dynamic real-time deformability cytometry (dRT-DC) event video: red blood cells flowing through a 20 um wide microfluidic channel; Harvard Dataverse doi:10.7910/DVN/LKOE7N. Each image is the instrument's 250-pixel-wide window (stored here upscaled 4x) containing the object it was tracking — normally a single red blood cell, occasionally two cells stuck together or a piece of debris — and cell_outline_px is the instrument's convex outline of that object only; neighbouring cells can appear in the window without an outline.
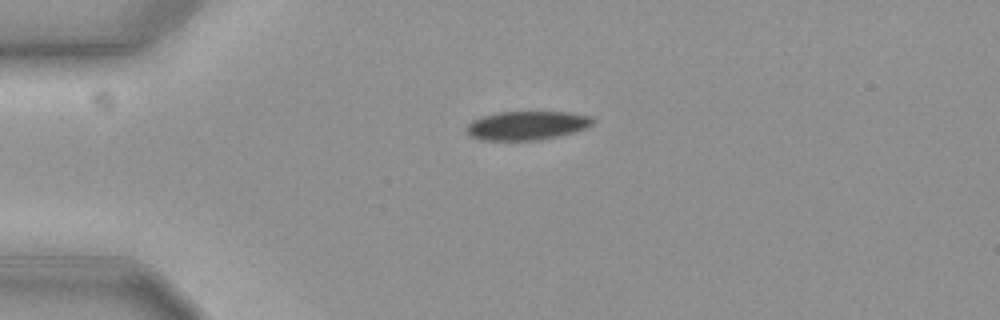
{"species": "common noctule bat (a hibernating species)", "species_latin": "Nyctalus noctula", "temperature_condition": "cold", "stored_images_in_passage": 44, "camera_frame_rate_fps": 3000, "um_per_image_px": 0.085, "animal": {"sex": "female", "body_mass_g": 19.3, "forearm_length_mm": 54.1}, "frame": {"image": 1, "passage_image": 1, "time_ms": 0.0, "image_size_px": [1000, 320], "cell_outline_px": [[596, 120], [592, 124], [584, 128], [572, 132], [540, 140], [480, 140], [468, 136], [464, 128], [472, 120], [484, 116], [500, 112], [568, 112], [588, 116]], "centroid_in_image_um": [44.72, 10.67], "position_along_channel_um": 40.3, "area_um2": 21.1}}
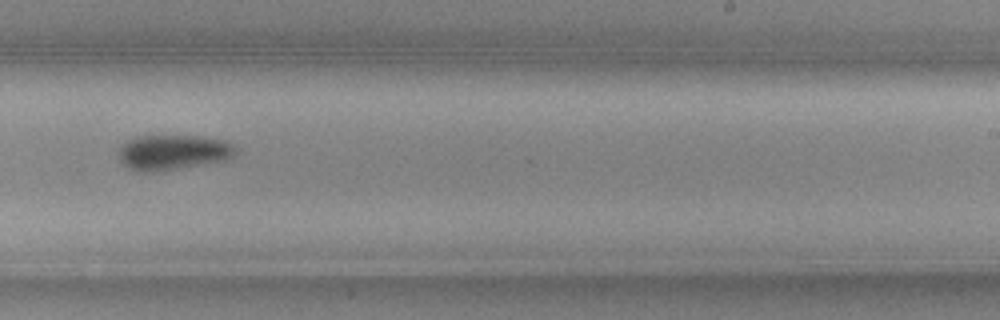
{"frame": {"image": 2, "passage_image": 23, "time_ms": 7.333, "image_size_px": [1000, 320], "cell_outline_px": [[236, 152], [232, 156], [224, 160], [152, 172], [140, 172], [124, 164], [120, 160], [120, 148], [128, 140], [136, 136], [204, 136], [224, 140], [232, 144], [236, 148]], "centroid_in_image_um": [14.72, 12.92], "position_along_channel_um": 274.3, "area_um2": 23.47}}
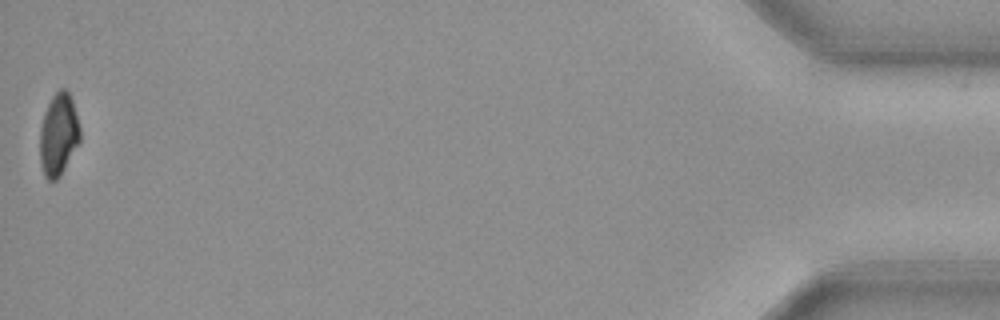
{"frame": {"image": 3, "passage_image": 44, "time_ms": 14.333, "image_size_px": [1000, 320], "cell_outline_px": [[80, 140], [60, 176], [56, 180], [48, 180], [44, 176], [40, 160], [40, 128], [44, 112], [52, 96], [60, 88], [64, 88], [68, 92], [72, 100], [80, 128]], "centroid_in_image_um": [4.96, 11.43], "position_along_channel_um": 430.2, "area_um2": 19.07}, "authors_computed_cell_mechanics": {"area_um2": 23.2356, "velocity_mm_per_s": 3.6458, "shape_relaxation_time_tau1_ms": 3.7817, "shape_relaxation_time_tau2_ms": null, "deformation_change_tau1": 0.0727, "deformation_change_tau2": null}}